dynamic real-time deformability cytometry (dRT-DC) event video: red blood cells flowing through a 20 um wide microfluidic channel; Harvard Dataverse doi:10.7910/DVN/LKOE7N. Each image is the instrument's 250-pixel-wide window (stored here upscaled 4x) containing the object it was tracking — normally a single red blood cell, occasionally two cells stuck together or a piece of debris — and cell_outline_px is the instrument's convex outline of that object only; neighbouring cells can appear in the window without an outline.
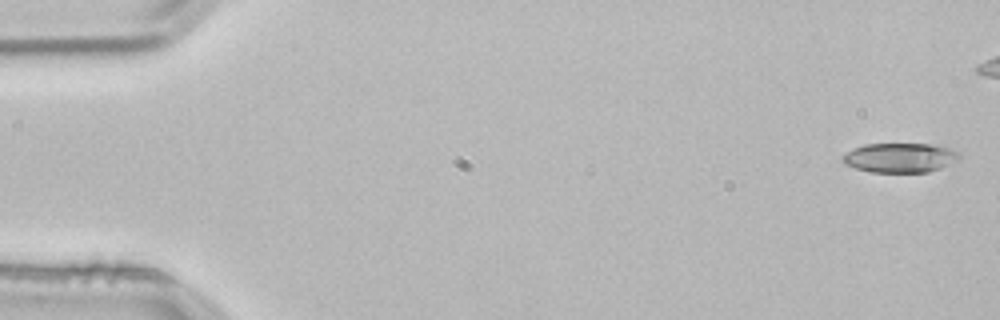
{"species": "common noctule bat (a hibernating species)", "species_latin": "Nyctalus noctula", "temperature_condition": "room temperature", "stored_images_in_passage": 5, "camera_frame_rate_fps": 3000, "um_per_image_px": 0.085, "animal": {"sex": "male", "body_mass_g": 21.5, "forearm_length_mm": 52.0}, "frame": {"image": 1, "passage_image": 1, "time_ms": 0.0, "image_size_px": [1000, 320], "cell_outline_px": [[960, 156], [956, 160], [940, 168], [928, 172], [872, 172], [856, 168], [844, 164], [840, 160], [852, 148], [864, 144], [928, 144], [952, 148]], "centroid_in_image_um": [76.46, 13.4], "position_along_channel_um": 8.5, "area_um2": 19.88}}